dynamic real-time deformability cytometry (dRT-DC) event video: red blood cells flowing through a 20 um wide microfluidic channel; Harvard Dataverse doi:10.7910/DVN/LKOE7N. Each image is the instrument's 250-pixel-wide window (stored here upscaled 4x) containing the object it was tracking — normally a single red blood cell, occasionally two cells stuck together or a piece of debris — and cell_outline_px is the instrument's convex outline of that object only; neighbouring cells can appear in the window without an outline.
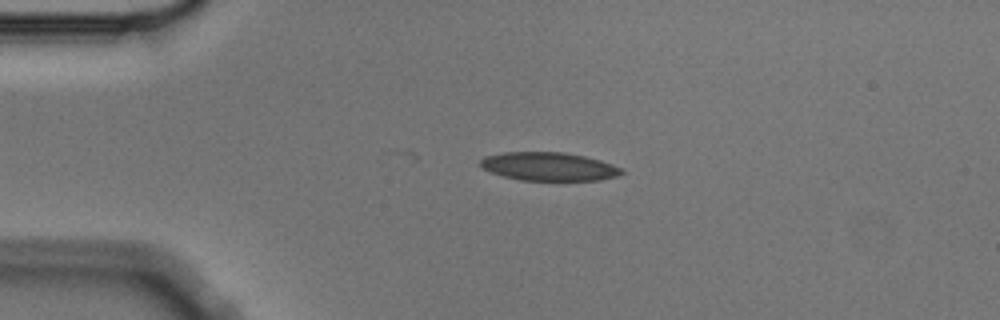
{"species": "Egyptian fruit bat (a non-hibernating species)", "species_latin": "Rousettus aegyptiacus", "temperature_condition": "cold", "stored_images_in_passage": 4, "camera_frame_rate_fps": 3000, "um_per_image_px": 0.085, "animal": {"sex": "male"}, "frame": {"image": 1, "passage_image": 3, "time_ms": 0.667, "image_size_px": [1000, 320], "cell_outline_px": [[624, 172], [616, 176], [600, 180], [520, 180], [504, 176], [480, 168], [480, 160], [484, 156], [504, 152], [564, 152], [584, 156], [600, 160], [612, 164], [620, 168]], "centroid_in_image_um": [46.62, 14.15], "position_along_channel_um": 38.4, "area_um2": 23.29}}